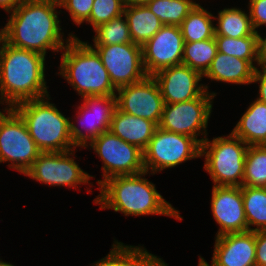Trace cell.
Returning <instances> with one entry per match:
<instances>
[{"instance_id":"30bf717a","label":"cell","mask_w":266,"mask_h":266,"mask_svg":"<svg viewBox=\"0 0 266 266\" xmlns=\"http://www.w3.org/2000/svg\"><path fill=\"white\" fill-rule=\"evenodd\" d=\"M90 148L102 161L100 186L105 180L124 175H135L144 172L143 151L114 135L110 130L92 139L84 148Z\"/></svg>"},{"instance_id":"8fae6325","label":"cell","mask_w":266,"mask_h":266,"mask_svg":"<svg viewBox=\"0 0 266 266\" xmlns=\"http://www.w3.org/2000/svg\"><path fill=\"white\" fill-rule=\"evenodd\" d=\"M75 152L77 149L65 152H41L24 176L54 187L66 186L76 189L82 184H89L91 187L93 184L90 179L95 176L80 168L75 161L76 158L73 157H76Z\"/></svg>"},{"instance_id":"83f0119b","label":"cell","mask_w":266,"mask_h":266,"mask_svg":"<svg viewBox=\"0 0 266 266\" xmlns=\"http://www.w3.org/2000/svg\"><path fill=\"white\" fill-rule=\"evenodd\" d=\"M242 185L266 187V145L248 147Z\"/></svg>"},{"instance_id":"1f68e13d","label":"cell","mask_w":266,"mask_h":266,"mask_svg":"<svg viewBox=\"0 0 266 266\" xmlns=\"http://www.w3.org/2000/svg\"><path fill=\"white\" fill-rule=\"evenodd\" d=\"M124 0H94L89 19L85 22L93 27L109 22L124 13Z\"/></svg>"},{"instance_id":"7a4b0ae2","label":"cell","mask_w":266,"mask_h":266,"mask_svg":"<svg viewBox=\"0 0 266 266\" xmlns=\"http://www.w3.org/2000/svg\"><path fill=\"white\" fill-rule=\"evenodd\" d=\"M46 56L0 41V104H17L49 95L45 80Z\"/></svg>"},{"instance_id":"7c38bea8","label":"cell","mask_w":266,"mask_h":266,"mask_svg":"<svg viewBox=\"0 0 266 266\" xmlns=\"http://www.w3.org/2000/svg\"><path fill=\"white\" fill-rule=\"evenodd\" d=\"M89 45L100 56L116 89L141 81L147 76L143 66L141 45L135 43Z\"/></svg>"},{"instance_id":"277c9868","label":"cell","mask_w":266,"mask_h":266,"mask_svg":"<svg viewBox=\"0 0 266 266\" xmlns=\"http://www.w3.org/2000/svg\"><path fill=\"white\" fill-rule=\"evenodd\" d=\"M81 98L87 96L116 95V88L110 81L98 53L81 41L76 35L61 51L59 72Z\"/></svg>"},{"instance_id":"ba28073f","label":"cell","mask_w":266,"mask_h":266,"mask_svg":"<svg viewBox=\"0 0 266 266\" xmlns=\"http://www.w3.org/2000/svg\"><path fill=\"white\" fill-rule=\"evenodd\" d=\"M199 157L201 144L195 138L157 127L143 151V164L145 171L154 175Z\"/></svg>"},{"instance_id":"6da1fadb","label":"cell","mask_w":266,"mask_h":266,"mask_svg":"<svg viewBox=\"0 0 266 266\" xmlns=\"http://www.w3.org/2000/svg\"><path fill=\"white\" fill-rule=\"evenodd\" d=\"M56 8H60L58 0H23L9 13L2 39L13 47L44 56L50 49L53 54L61 52L74 34L71 32L65 40L58 16L61 12Z\"/></svg>"},{"instance_id":"484cf974","label":"cell","mask_w":266,"mask_h":266,"mask_svg":"<svg viewBox=\"0 0 266 266\" xmlns=\"http://www.w3.org/2000/svg\"><path fill=\"white\" fill-rule=\"evenodd\" d=\"M217 52L215 37L208 40L185 42L182 64L187 65L203 76Z\"/></svg>"},{"instance_id":"8992f818","label":"cell","mask_w":266,"mask_h":266,"mask_svg":"<svg viewBox=\"0 0 266 266\" xmlns=\"http://www.w3.org/2000/svg\"><path fill=\"white\" fill-rule=\"evenodd\" d=\"M248 147L249 145L232 132L227 136L215 137L212 141L208 137L203 141V169L209 173L215 186H242Z\"/></svg>"},{"instance_id":"d590c367","label":"cell","mask_w":266,"mask_h":266,"mask_svg":"<svg viewBox=\"0 0 266 266\" xmlns=\"http://www.w3.org/2000/svg\"><path fill=\"white\" fill-rule=\"evenodd\" d=\"M92 266H120V242L115 240L106 257L92 263Z\"/></svg>"},{"instance_id":"cb8c5ba5","label":"cell","mask_w":266,"mask_h":266,"mask_svg":"<svg viewBox=\"0 0 266 266\" xmlns=\"http://www.w3.org/2000/svg\"><path fill=\"white\" fill-rule=\"evenodd\" d=\"M180 29L185 42L214 38V15L198 2L181 23Z\"/></svg>"},{"instance_id":"9c48e42d","label":"cell","mask_w":266,"mask_h":266,"mask_svg":"<svg viewBox=\"0 0 266 266\" xmlns=\"http://www.w3.org/2000/svg\"><path fill=\"white\" fill-rule=\"evenodd\" d=\"M217 93L205 91L193 100L165 104L158 127L170 132L188 135L200 144L207 138L213 100ZM201 139L198 137L201 136Z\"/></svg>"},{"instance_id":"ac0fdd59","label":"cell","mask_w":266,"mask_h":266,"mask_svg":"<svg viewBox=\"0 0 266 266\" xmlns=\"http://www.w3.org/2000/svg\"><path fill=\"white\" fill-rule=\"evenodd\" d=\"M212 260L217 266H256L255 231L215 237Z\"/></svg>"},{"instance_id":"52a82bcc","label":"cell","mask_w":266,"mask_h":266,"mask_svg":"<svg viewBox=\"0 0 266 266\" xmlns=\"http://www.w3.org/2000/svg\"><path fill=\"white\" fill-rule=\"evenodd\" d=\"M0 111V163L21 174L32 166L41 151L30 136L21 116L13 109Z\"/></svg>"},{"instance_id":"3957f363","label":"cell","mask_w":266,"mask_h":266,"mask_svg":"<svg viewBox=\"0 0 266 266\" xmlns=\"http://www.w3.org/2000/svg\"><path fill=\"white\" fill-rule=\"evenodd\" d=\"M147 171L135 175L115 176L100 185V194L93 200L100 209H113L125 216L165 215L182 221L176 210L145 178Z\"/></svg>"},{"instance_id":"7bdbcfd3","label":"cell","mask_w":266,"mask_h":266,"mask_svg":"<svg viewBox=\"0 0 266 266\" xmlns=\"http://www.w3.org/2000/svg\"><path fill=\"white\" fill-rule=\"evenodd\" d=\"M2 39V29H0V41Z\"/></svg>"},{"instance_id":"4dcf8cb0","label":"cell","mask_w":266,"mask_h":266,"mask_svg":"<svg viewBox=\"0 0 266 266\" xmlns=\"http://www.w3.org/2000/svg\"><path fill=\"white\" fill-rule=\"evenodd\" d=\"M120 266H168L163 259L138 245L120 242Z\"/></svg>"},{"instance_id":"8d00e7d4","label":"cell","mask_w":266,"mask_h":266,"mask_svg":"<svg viewBox=\"0 0 266 266\" xmlns=\"http://www.w3.org/2000/svg\"><path fill=\"white\" fill-rule=\"evenodd\" d=\"M256 82L259 83V86H258L259 95L256 99L266 104V70L265 69L256 68L253 79H252V83L256 84Z\"/></svg>"},{"instance_id":"60d3db41","label":"cell","mask_w":266,"mask_h":266,"mask_svg":"<svg viewBox=\"0 0 266 266\" xmlns=\"http://www.w3.org/2000/svg\"><path fill=\"white\" fill-rule=\"evenodd\" d=\"M198 261H199L198 266H217L213 261H212L211 265L208 264L207 261H205V259L202 258L201 256L199 257Z\"/></svg>"},{"instance_id":"d6a6232c","label":"cell","mask_w":266,"mask_h":266,"mask_svg":"<svg viewBox=\"0 0 266 266\" xmlns=\"http://www.w3.org/2000/svg\"><path fill=\"white\" fill-rule=\"evenodd\" d=\"M94 0H58L60 8L68 11L73 23L80 26L89 19Z\"/></svg>"},{"instance_id":"836d02e7","label":"cell","mask_w":266,"mask_h":266,"mask_svg":"<svg viewBox=\"0 0 266 266\" xmlns=\"http://www.w3.org/2000/svg\"><path fill=\"white\" fill-rule=\"evenodd\" d=\"M248 10L253 28L258 32V28L266 25V0H249Z\"/></svg>"},{"instance_id":"e575fe53","label":"cell","mask_w":266,"mask_h":266,"mask_svg":"<svg viewBox=\"0 0 266 266\" xmlns=\"http://www.w3.org/2000/svg\"><path fill=\"white\" fill-rule=\"evenodd\" d=\"M256 266H266V231H255Z\"/></svg>"},{"instance_id":"f1b7e54d","label":"cell","mask_w":266,"mask_h":266,"mask_svg":"<svg viewBox=\"0 0 266 266\" xmlns=\"http://www.w3.org/2000/svg\"><path fill=\"white\" fill-rule=\"evenodd\" d=\"M217 50L243 60H248L254 67L257 62V32L242 38L214 36Z\"/></svg>"},{"instance_id":"9a60e30c","label":"cell","mask_w":266,"mask_h":266,"mask_svg":"<svg viewBox=\"0 0 266 266\" xmlns=\"http://www.w3.org/2000/svg\"><path fill=\"white\" fill-rule=\"evenodd\" d=\"M185 41L180 26L164 25L142 45L143 66L147 75L182 64Z\"/></svg>"},{"instance_id":"e0dca14e","label":"cell","mask_w":266,"mask_h":266,"mask_svg":"<svg viewBox=\"0 0 266 266\" xmlns=\"http://www.w3.org/2000/svg\"><path fill=\"white\" fill-rule=\"evenodd\" d=\"M211 213L219 225L215 237L248 231L241 187L215 186L211 193Z\"/></svg>"},{"instance_id":"603a6c76","label":"cell","mask_w":266,"mask_h":266,"mask_svg":"<svg viewBox=\"0 0 266 266\" xmlns=\"http://www.w3.org/2000/svg\"><path fill=\"white\" fill-rule=\"evenodd\" d=\"M215 36H227L232 38H242L254 34L249 12L242 11L240 8H224L214 15Z\"/></svg>"},{"instance_id":"5b68a950","label":"cell","mask_w":266,"mask_h":266,"mask_svg":"<svg viewBox=\"0 0 266 266\" xmlns=\"http://www.w3.org/2000/svg\"><path fill=\"white\" fill-rule=\"evenodd\" d=\"M50 95L21 102L13 109L24 120L30 136L41 152L71 151L77 146L71 136V118L65 117Z\"/></svg>"},{"instance_id":"4316f807","label":"cell","mask_w":266,"mask_h":266,"mask_svg":"<svg viewBox=\"0 0 266 266\" xmlns=\"http://www.w3.org/2000/svg\"><path fill=\"white\" fill-rule=\"evenodd\" d=\"M194 0H150L145 5L164 25L180 26L195 7Z\"/></svg>"},{"instance_id":"44dd1931","label":"cell","mask_w":266,"mask_h":266,"mask_svg":"<svg viewBox=\"0 0 266 266\" xmlns=\"http://www.w3.org/2000/svg\"><path fill=\"white\" fill-rule=\"evenodd\" d=\"M231 132L249 146L266 145V104L252 101Z\"/></svg>"},{"instance_id":"ffe728a7","label":"cell","mask_w":266,"mask_h":266,"mask_svg":"<svg viewBox=\"0 0 266 266\" xmlns=\"http://www.w3.org/2000/svg\"><path fill=\"white\" fill-rule=\"evenodd\" d=\"M157 127L148 119L124 113L116 107L109 130L123 141L144 151Z\"/></svg>"},{"instance_id":"7402d4cb","label":"cell","mask_w":266,"mask_h":266,"mask_svg":"<svg viewBox=\"0 0 266 266\" xmlns=\"http://www.w3.org/2000/svg\"><path fill=\"white\" fill-rule=\"evenodd\" d=\"M123 14L129 26L132 42L141 46L164 26L160 19L145 4H126Z\"/></svg>"},{"instance_id":"74e56055","label":"cell","mask_w":266,"mask_h":266,"mask_svg":"<svg viewBox=\"0 0 266 266\" xmlns=\"http://www.w3.org/2000/svg\"><path fill=\"white\" fill-rule=\"evenodd\" d=\"M266 70V36L263 38L259 31L257 32V64L256 68Z\"/></svg>"},{"instance_id":"ab89813d","label":"cell","mask_w":266,"mask_h":266,"mask_svg":"<svg viewBox=\"0 0 266 266\" xmlns=\"http://www.w3.org/2000/svg\"><path fill=\"white\" fill-rule=\"evenodd\" d=\"M125 4L129 5H143L148 3L150 0H124Z\"/></svg>"},{"instance_id":"d4e9b609","label":"cell","mask_w":266,"mask_h":266,"mask_svg":"<svg viewBox=\"0 0 266 266\" xmlns=\"http://www.w3.org/2000/svg\"><path fill=\"white\" fill-rule=\"evenodd\" d=\"M241 189L248 231H266L265 188L242 185Z\"/></svg>"},{"instance_id":"4fadbf2b","label":"cell","mask_w":266,"mask_h":266,"mask_svg":"<svg viewBox=\"0 0 266 266\" xmlns=\"http://www.w3.org/2000/svg\"><path fill=\"white\" fill-rule=\"evenodd\" d=\"M164 105L159 85L151 75L116 90V107L120 111L148 119L157 126L161 120Z\"/></svg>"},{"instance_id":"2e32d148","label":"cell","mask_w":266,"mask_h":266,"mask_svg":"<svg viewBox=\"0 0 266 266\" xmlns=\"http://www.w3.org/2000/svg\"><path fill=\"white\" fill-rule=\"evenodd\" d=\"M157 81L165 104L185 102L200 97L208 85L200 83L203 76L184 64L159 70L152 75Z\"/></svg>"},{"instance_id":"f35d334b","label":"cell","mask_w":266,"mask_h":266,"mask_svg":"<svg viewBox=\"0 0 266 266\" xmlns=\"http://www.w3.org/2000/svg\"><path fill=\"white\" fill-rule=\"evenodd\" d=\"M23 0H0V8H2L7 13L13 12Z\"/></svg>"},{"instance_id":"d6986e66","label":"cell","mask_w":266,"mask_h":266,"mask_svg":"<svg viewBox=\"0 0 266 266\" xmlns=\"http://www.w3.org/2000/svg\"><path fill=\"white\" fill-rule=\"evenodd\" d=\"M255 70L256 67L248 60L217 52L203 78L235 85H249L252 84Z\"/></svg>"},{"instance_id":"f546056e","label":"cell","mask_w":266,"mask_h":266,"mask_svg":"<svg viewBox=\"0 0 266 266\" xmlns=\"http://www.w3.org/2000/svg\"><path fill=\"white\" fill-rule=\"evenodd\" d=\"M93 45H112L133 43L124 14L100 24L94 30Z\"/></svg>"},{"instance_id":"5bb4252c","label":"cell","mask_w":266,"mask_h":266,"mask_svg":"<svg viewBox=\"0 0 266 266\" xmlns=\"http://www.w3.org/2000/svg\"><path fill=\"white\" fill-rule=\"evenodd\" d=\"M77 107L76 122L79 121L85 132L79 129L71 118V136L77 147L84 148L92 139L110 128L111 119L116 109V95H98L82 98Z\"/></svg>"},{"instance_id":"b9f144b4","label":"cell","mask_w":266,"mask_h":266,"mask_svg":"<svg viewBox=\"0 0 266 266\" xmlns=\"http://www.w3.org/2000/svg\"><path fill=\"white\" fill-rule=\"evenodd\" d=\"M0 266H15V265L11 264L10 262L8 263V262H6V261H2V262L0 263Z\"/></svg>"}]
</instances>
